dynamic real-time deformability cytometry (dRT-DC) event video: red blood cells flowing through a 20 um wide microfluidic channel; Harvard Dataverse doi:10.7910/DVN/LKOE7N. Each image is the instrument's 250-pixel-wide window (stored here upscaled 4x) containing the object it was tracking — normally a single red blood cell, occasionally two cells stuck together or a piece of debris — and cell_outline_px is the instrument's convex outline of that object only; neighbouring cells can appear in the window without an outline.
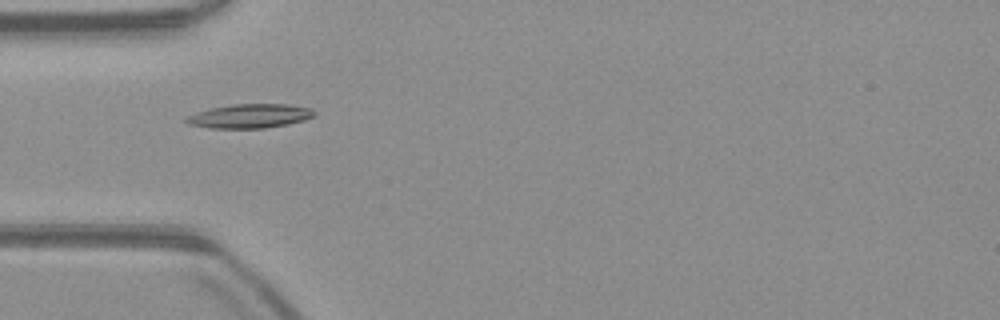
{"species": "common noctule bat (a hibernating species)", "species_latin": "Nyctalus noctula", "temperature_condition": "warm", "stored_images_in_passage": 37, "camera_frame_rate_fps": 3000, "um_per_image_px": 0.085, "animal": {"sex": "male", "body_mass_g": 23.1, "forearm_length_mm": 52.7}, "frame": {"image": 1, "passage_image": 1, "time_ms": 0.0, "image_size_px": [1000, 320], "cell_outline_px": [[316, 116], [304, 120], [288, 124], [264, 128], [208, 128], [188, 124], [184, 120], [184, 116], [196, 112], [212, 108], [232, 104], [288, 104], [312, 108], [316, 112]], "centroid_in_image_um": [21.23, 9.86], "position_along_channel_um": 63.8, "area_um2": 18.15}}
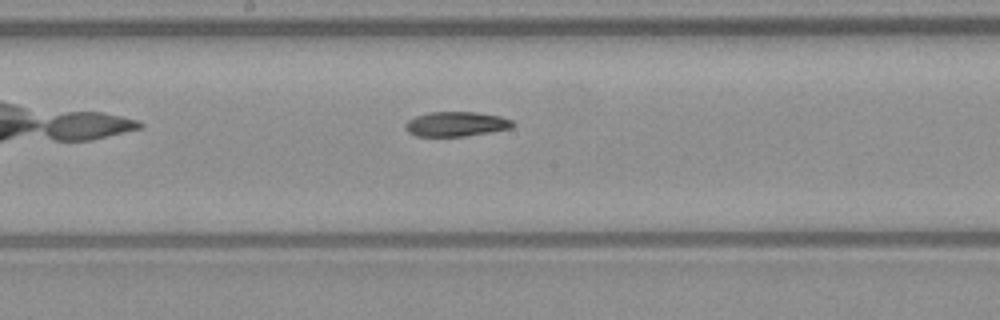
{"frame": {"image": 2, "passage_image": 12, "time_ms": 3.667, "image_size_px": [1000, 320], "cell_outline_px": [[516, 124], [512, 128], [464, 136], [416, 136], [408, 132], [404, 128], [404, 124], [408, 120], [416, 116], [428, 112], [476, 112], [500, 116], [512, 120]], "centroid_in_image_um": [38.76, 10.54], "position_along_channel_um": 209.4, "area_um2": 15.49}}
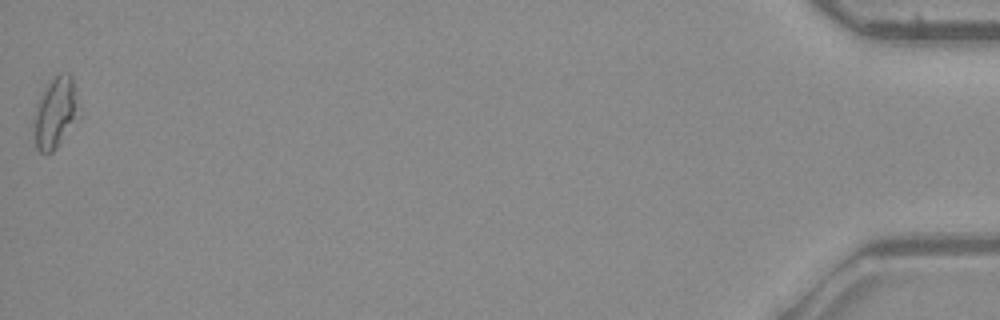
{"frame": {"image": 3, "passage_image": 37, "time_ms": 12.0, "image_size_px": [1000, 320], "cell_outline_px": [[80, 120], [56, 148], [52, 152], [44, 156], [36, 148], [32, 124], [32, 120], [36, 104], [40, 92], [56, 72], [68, 72], [72, 76], [76, 92], [80, 116]], "centroid_in_image_um": [4.7, 9.58], "position_along_channel_um": 430.5, "area_um2": 19.83}}